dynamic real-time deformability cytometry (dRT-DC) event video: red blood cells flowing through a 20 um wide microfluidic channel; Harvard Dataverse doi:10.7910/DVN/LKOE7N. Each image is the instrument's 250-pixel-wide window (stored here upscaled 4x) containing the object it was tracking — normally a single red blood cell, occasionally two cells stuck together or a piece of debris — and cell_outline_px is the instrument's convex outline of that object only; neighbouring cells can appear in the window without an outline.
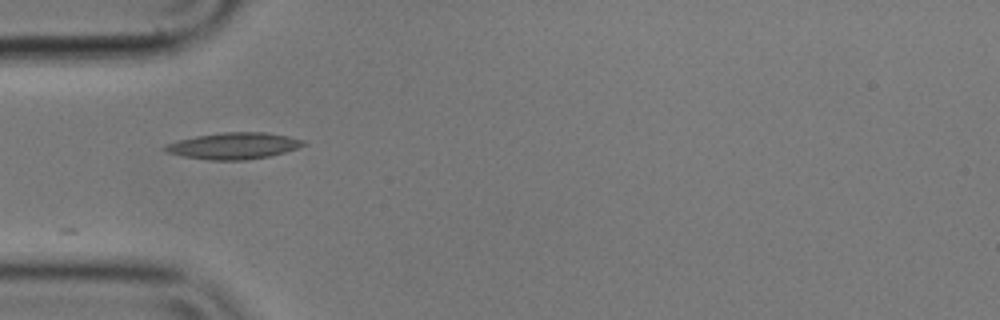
{"species": "common noctule bat (a hibernating species)", "species_latin": "Nyctalus noctula", "temperature_condition": "cold", "stored_images_in_passage": 15, "camera_frame_rate_fps": 3000, "um_per_image_px": 0.085, "animal": {"sex": "male", "body_mass_g": 17.9}, "frame": {"image": 1, "passage_image": 1, "time_ms": 0.0, "image_size_px": [1000, 320], "cell_outline_px": [[308, 144], [284, 152], [268, 156], [244, 160], [208, 160], [184, 156], [168, 152], [160, 148], [168, 144], [180, 140], [196, 136], [224, 132], [264, 132], [288, 136], [304, 140]], "centroid_in_image_um": [19.88, 12.39], "position_along_channel_um": 65.1, "area_um2": 21.1}}
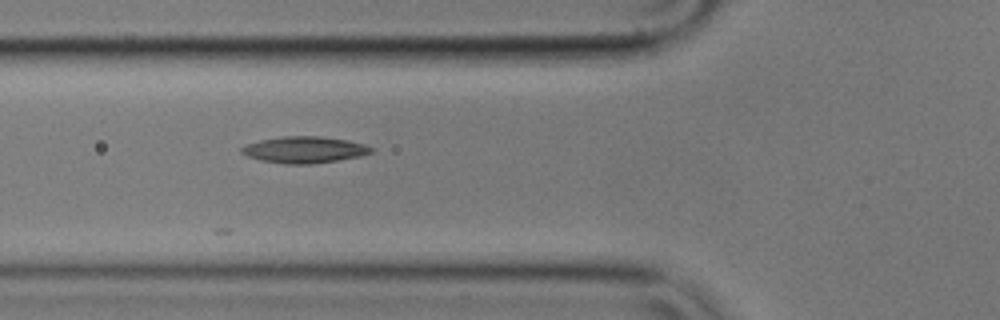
{"frame": {"image": 2, "passage_image": 4, "time_ms": 1.0, "image_size_px": [1000, 320], "cell_outline_px": [[376, 148], [372, 152], [360, 156], [312, 164], [284, 164], [260, 160], [248, 156], [240, 152], [240, 148], [248, 144], [260, 140], [280, 136], [320, 136], [348, 140], [364, 144]], "centroid_in_image_um": [25.88, 12.72], "position_along_channel_um": 99.9, "area_um2": 20.06}}
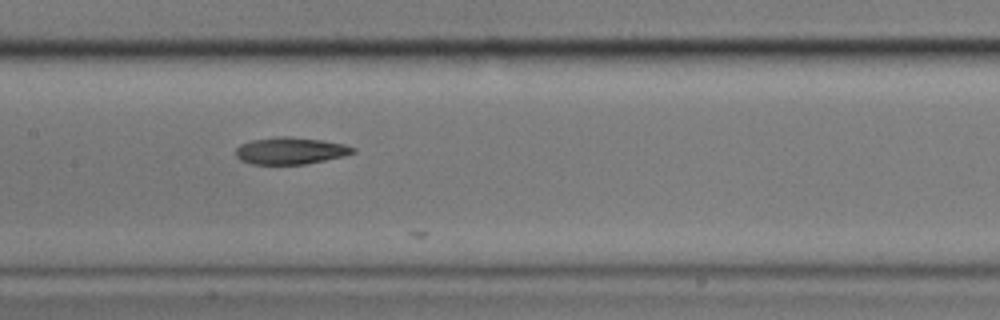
{"frame": {"image": 3, "passage_image": 11, "time_ms": 3.333, "image_size_px": [1000, 320], "cell_outline_px": [[356, 152], [344, 156], [304, 164], [252, 164], [240, 160], [236, 156], [236, 148], [240, 144], [252, 140], [276, 136], [288, 136], [324, 140], [344, 144], [356, 148]], "centroid_in_image_um": [24.69, 12.8], "position_along_channel_um": 182.7, "area_um2": 18.5}}